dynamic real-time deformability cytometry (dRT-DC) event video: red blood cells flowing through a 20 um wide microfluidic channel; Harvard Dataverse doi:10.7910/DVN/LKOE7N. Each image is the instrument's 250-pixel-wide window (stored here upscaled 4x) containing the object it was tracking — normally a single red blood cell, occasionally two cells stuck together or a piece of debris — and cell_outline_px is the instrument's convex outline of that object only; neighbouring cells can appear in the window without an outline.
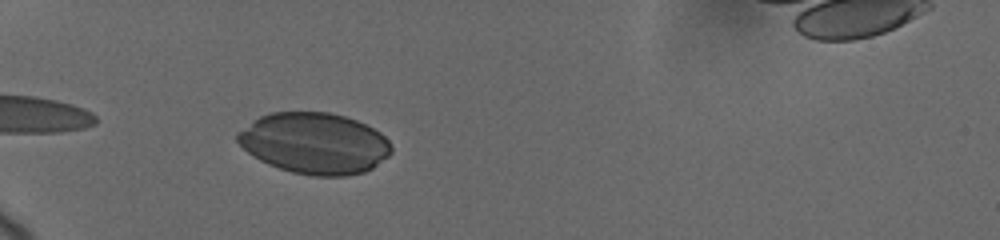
{"species": "human", "species_latin": "Homo sapiens", "temperature_condition": "cold", "stored_images_in_passage": 18, "camera_frame_rate_fps": 3000, "um_per_image_px": 0.085, "donor": {"sex": "female"}, "frame": {"image": 1, "passage_image": 2, "time_ms": 0.667, "image_size_px": [1000, 240], "cell_outline_px": [[392, 152], [388, 156], [372, 168], [364, 172], [344, 176], [312, 176], [292, 172], [268, 164], [252, 156], [236, 140], [236, 132], [260, 116], [268, 112], [328, 112], [344, 116], [356, 120], [380, 132], [388, 140], [392, 148]], "centroid_in_image_um": [26.72, 12.18], "position_along_channel_um": 58.3, "area_um2": 54.79}}
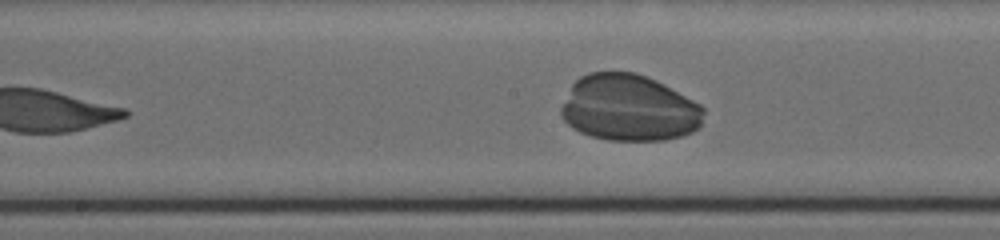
{"frame": {"image": 2, "passage_image": 12, "time_ms": 5.0, "image_size_px": [1000, 240], "cell_outline_px": [[704, 112], [700, 128], [692, 132], [680, 136], [664, 140], [608, 140], [592, 136], [580, 132], [572, 128], [564, 120], [560, 112], [560, 108], [572, 84], [580, 76], [588, 72], [636, 72], [648, 76], [664, 84], [700, 104], [704, 108]], "centroid_in_image_um": [53.46, 9.17], "position_along_channel_um": 194.7, "area_um2": 55.43}}
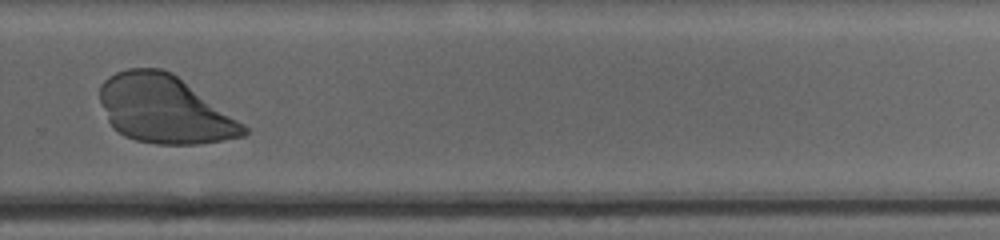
{"frame": {"image": 3, "passage_image": 18, "time_ms": 8.333, "image_size_px": [1000, 240], "cell_outline_px": [[248, 132], [244, 136], [196, 144], [156, 144], [136, 140], [124, 136], [112, 128], [108, 120], [100, 100], [100, 84], [108, 76], [116, 72], [128, 68], [160, 68], [172, 72], [244, 124], [248, 128]], "centroid_in_image_um": [13.95, 9.29], "position_along_channel_um": 315.9, "area_um2": 56.53}}